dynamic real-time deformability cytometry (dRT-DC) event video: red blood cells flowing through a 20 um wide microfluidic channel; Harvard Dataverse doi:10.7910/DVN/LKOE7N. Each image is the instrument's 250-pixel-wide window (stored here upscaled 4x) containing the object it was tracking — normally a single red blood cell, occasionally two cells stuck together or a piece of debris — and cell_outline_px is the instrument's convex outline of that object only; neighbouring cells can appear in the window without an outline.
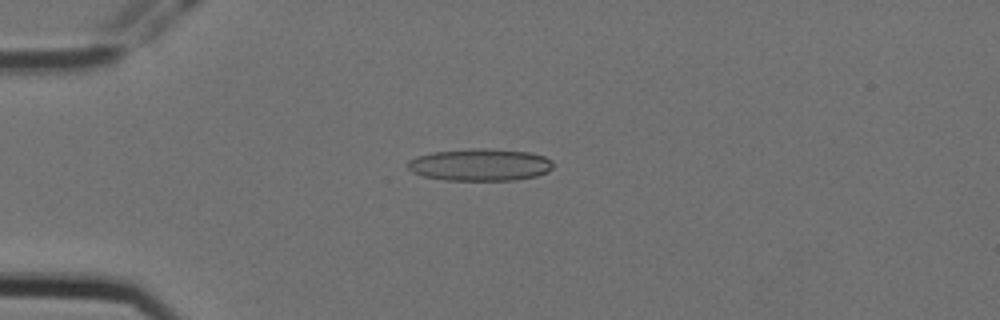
{"species": "Egyptian fruit bat (a non-hibernating species)", "species_latin": "Rousettus aegyptiacus", "temperature_condition": "cold", "stored_images_in_passage": 7, "camera_frame_rate_fps": 3000, "um_per_image_px": 0.085, "animal": {"sex": "female"}, "frame": {"image": 1, "passage_image": 4, "time_ms": 1.0, "image_size_px": [1000, 320], "cell_outline_px": [[552, 168], [548, 172], [536, 176], [516, 180], [444, 180], [424, 176], [412, 172], [408, 168], [408, 160], [416, 156], [432, 152], [476, 148], [488, 148], [528, 152], [544, 156], [552, 160]], "centroid_in_image_um": [40.8, 14.0], "position_along_channel_um": 44.2, "area_um2": 27.34}}
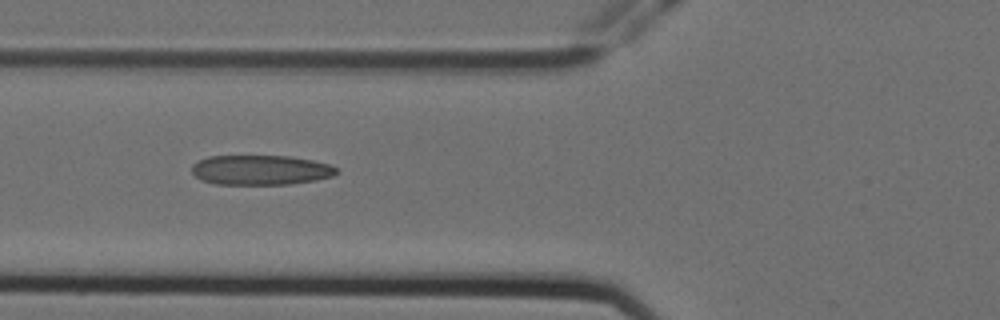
{"frame": {"image": 2, "passage_image": 6, "time_ms": 1.667, "image_size_px": [1000, 320], "cell_outline_px": [[340, 172], [332, 176], [316, 180], [288, 184], [212, 184], [200, 180], [192, 172], [192, 164], [208, 156], [288, 156], [312, 160], [328, 164], [336, 168]], "centroid_in_image_um": [22.13, 14.45], "position_along_channel_um": 103.7, "area_um2": 25.14}}
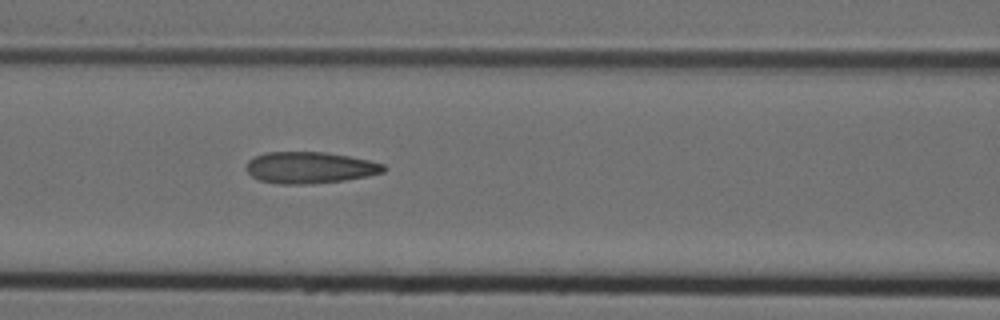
{"frame": {"image": 3, "passage_image": 7, "time_ms": 2.0, "image_size_px": [1000, 320], "cell_outline_px": [[388, 168], [384, 172], [368, 176], [344, 180], [308, 184], [280, 184], [260, 180], [252, 176], [244, 168], [248, 160], [264, 152], [324, 152], [348, 156], [368, 160], [384, 164]], "centroid_in_image_um": [26.33, 14.24], "position_along_channel_um": 140.3, "area_um2": 25.26}}